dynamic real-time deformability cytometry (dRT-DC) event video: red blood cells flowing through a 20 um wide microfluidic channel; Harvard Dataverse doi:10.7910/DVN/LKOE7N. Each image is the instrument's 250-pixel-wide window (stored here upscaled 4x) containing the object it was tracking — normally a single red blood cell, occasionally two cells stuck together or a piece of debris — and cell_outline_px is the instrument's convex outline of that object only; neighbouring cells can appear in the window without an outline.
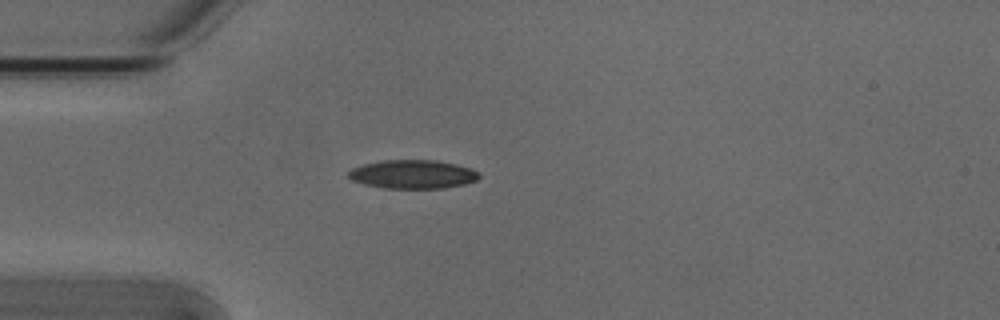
{"species": "Egyptian fruit bat (a non-hibernating species)", "species_latin": "Rousettus aegyptiacus", "temperature_condition": "cold", "stored_images_in_passage": 40, "camera_frame_rate_fps": 3000, "um_per_image_px": 0.085, "animal": {"sex": "male"}, "frame": {"image": 1, "passage_image": 1, "time_ms": 0.0, "image_size_px": [1000, 320], "cell_outline_px": [[480, 176], [476, 180], [464, 184], [444, 188], [384, 188], [364, 184], [352, 180], [348, 176], [348, 172], [352, 168], [364, 164], [384, 160], [436, 160], [456, 164], [472, 168], [480, 172]], "centroid_in_image_um": [35.11, 14.81], "position_along_channel_um": 49.9, "area_um2": 21.85}}
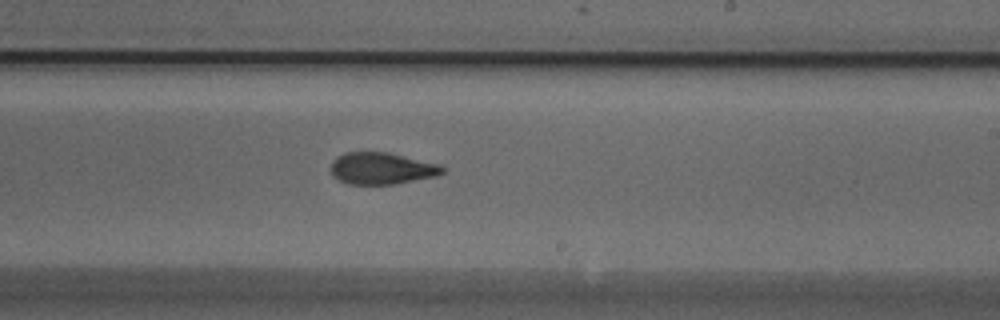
{"frame": {"image": 2, "passage_image": 18, "time_ms": 5.667, "image_size_px": [1000, 320], "cell_outline_px": [[444, 172], [436, 176], [396, 184], [348, 184], [332, 176], [332, 160], [336, 156], [344, 152], [388, 152], [440, 164], [444, 168]], "centroid_in_image_um": [32.44, 14.31], "position_along_channel_um": 256.6, "area_um2": 20.75}}
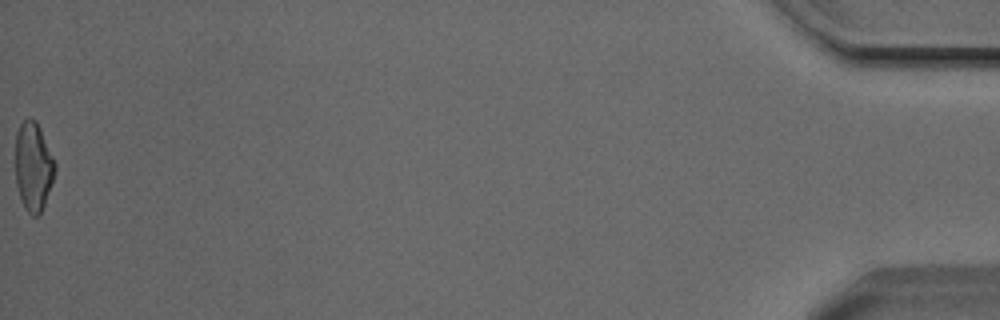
{"frame": {"image": 3, "passage_image": 40, "time_ms": 13.0, "image_size_px": [1000, 320], "cell_outline_px": [[56, 168], [44, 204], [40, 212], [36, 216], [32, 216], [24, 208], [20, 200], [16, 184], [16, 132], [20, 124], [28, 116], [36, 120], [40, 128], [56, 164]], "centroid_in_image_um": [2.81, 14.13], "position_along_channel_um": 432.4, "area_um2": 20.35}, "authors_computed_cell_mechanics": {"area_um2": 21.1548, "velocity_mm_per_s": 3.8497, "shape_relaxation_time_tau1_ms": 4.7476, "shape_relaxation_time_tau2_ms": 2.1328, "deformation_change_tau1": 0.1537, "deformation_change_tau2": 0.0912}}